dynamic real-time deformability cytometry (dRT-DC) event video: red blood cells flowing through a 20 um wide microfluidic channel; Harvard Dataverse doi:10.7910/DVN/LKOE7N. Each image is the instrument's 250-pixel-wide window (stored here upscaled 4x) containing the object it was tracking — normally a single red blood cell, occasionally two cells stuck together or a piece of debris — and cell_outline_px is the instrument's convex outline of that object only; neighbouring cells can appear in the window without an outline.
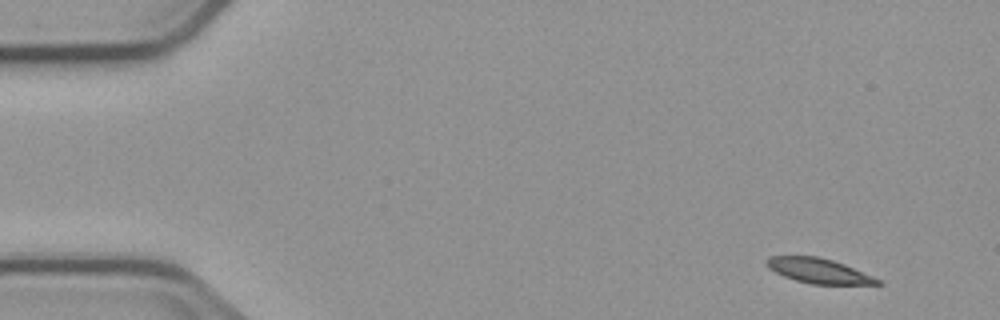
{"species": "common noctule bat (a hibernating species)", "species_latin": "Nyctalus noctula", "temperature_condition": "cold", "stored_images_in_passage": 6, "camera_frame_rate_fps": 3000, "um_per_image_px": 0.085, "animal": {"sex": "male", "body_mass_g": 23.1, "forearm_length_mm": 52.7}, "frame": {"image": 1, "passage_image": 1, "time_ms": 0.0, "image_size_px": [1000, 320], "cell_outline_px": [[884, 284], [812, 284], [796, 280], [784, 276], [768, 268], [764, 264], [764, 260], [768, 256], [820, 256], [844, 264], [872, 276], [880, 280]], "centroid_in_image_um": [69.53, 23.0], "position_along_channel_um": 15.5, "area_um2": 16.01}}
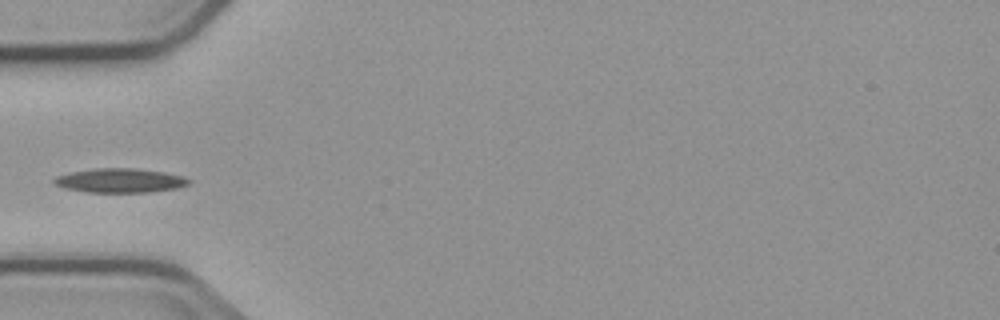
{"frame": {"image": 2, "passage_image": 5, "time_ms": 4.667, "image_size_px": [1000, 320], "cell_outline_px": [[192, 180], [188, 184], [176, 188], [148, 192], [88, 192], [64, 188], [52, 184], [52, 180], [56, 176], [72, 172], [96, 168], [136, 168], [164, 172], [184, 176]], "centroid_in_image_um": [10.19, 15.34], "position_along_channel_um": 74.8, "area_um2": 19.02}}
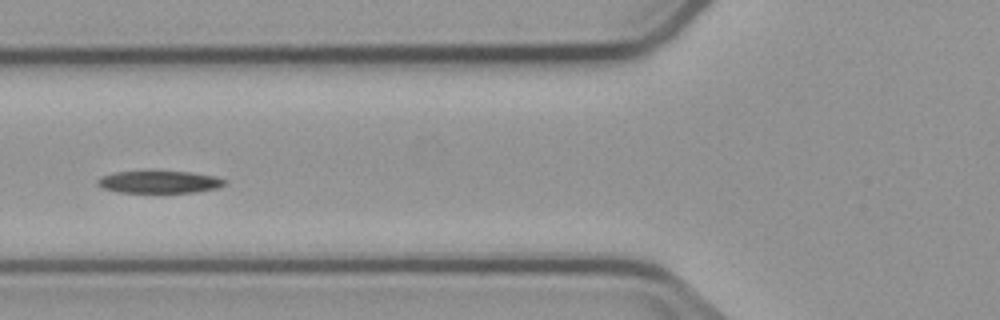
{"frame": {"image": 3, "passage_image": 6, "time_ms": 5.667, "image_size_px": [1000, 320], "cell_outline_px": [[228, 184], [216, 188], [196, 192], [120, 192], [104, 188], [96, 184], [96, 180], [100, 176], [116, 172], [192, 172], [216, 176], [228, 180]], "centroid_in_image_um": [13.59, 15.47], "position_along_channel_um": 112.2, "area_um2": 16.42}}